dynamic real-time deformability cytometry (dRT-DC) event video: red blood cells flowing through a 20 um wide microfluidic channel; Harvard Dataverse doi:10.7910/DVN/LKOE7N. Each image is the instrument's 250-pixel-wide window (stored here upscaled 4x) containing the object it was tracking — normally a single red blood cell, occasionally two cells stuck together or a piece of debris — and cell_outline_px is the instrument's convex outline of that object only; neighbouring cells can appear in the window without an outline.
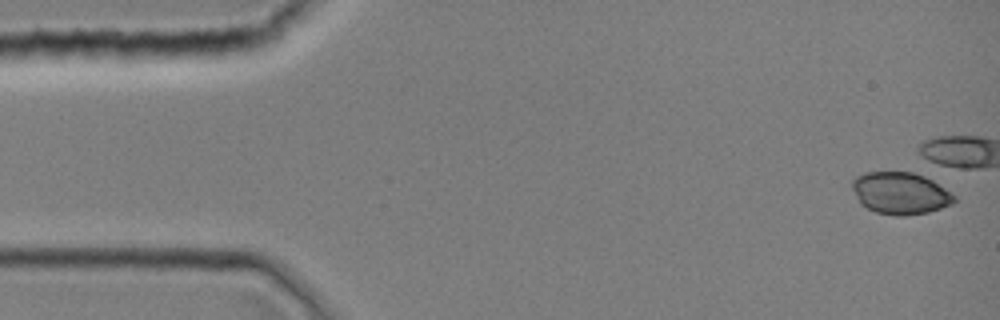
{"species": "common noctule bat (a hibernating species)", "species_latin": "Nyctalus noctula", "temperature_condition": "room temperature", "stored_images_in_passage": 1, "camera_frame_rate_fps": 3000, "um_per_image_px": 0.085, "animal": {"sex": "female", "body_mass_g": 19.0, "forearm_length_mm": 51.5}, "frame": {"image": 1, "passage_image": 1, "time_ms": 0.0, "image_size_px": [1000, 320], "cell_outline_px": [[956, 200], [952, 204], [928, 212], [904, 216], [896, 216], [876, 212], [860, 204], [852, 188], [852, 180], [856, 176], [864, 172], [924, 172], [956, 196]], "centroid_in_image_um": [76.57, 16.39], "position_along_channel_um": 8.4, "area_um2": 25.49}}